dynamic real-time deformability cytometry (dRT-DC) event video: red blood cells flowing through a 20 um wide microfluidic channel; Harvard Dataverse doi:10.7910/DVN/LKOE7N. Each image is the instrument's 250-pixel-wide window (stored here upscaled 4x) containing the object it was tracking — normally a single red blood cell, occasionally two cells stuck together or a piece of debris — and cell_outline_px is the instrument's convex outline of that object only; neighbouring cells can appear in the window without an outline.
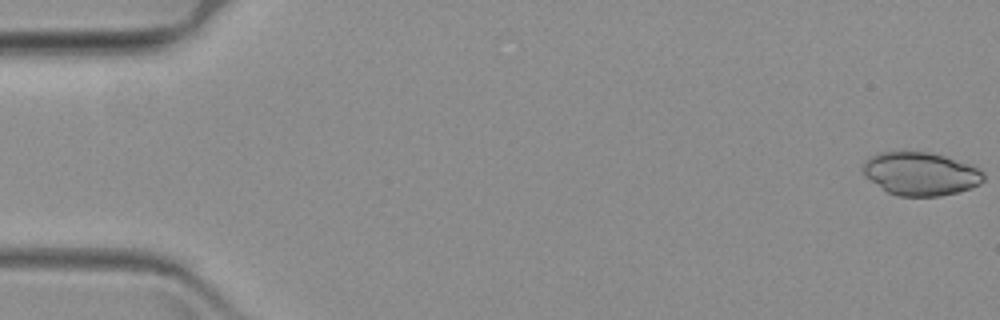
{"species": "common noctule bat (a hibernating species)", "species_latin": "Nyctalus noctula", "temperature_condition": "warm", "stored_images_in_passage": 51, "camera_frame_rate_fps": 3000, "um_per_image_px": 0.085, "animal": {"sex": "female", "body_mass_g": 19.3, "forearm_length_mm": 54.1}, "frame": {"image": 1, "passage_image": 1, "time_ms": 0.0, "image_size_px": [1000, 320], "cell_outline_px": [[984, 180], [980, 184], [956, 192], [940, 196], [896, 196], [888, 192], [864, 176], [864, 160], [868, 156], [880, 152], [928, 152], [944, 156], [972, 164], [984, 172]], "centroid_in_image_um": [78.25, 14.76], "position_along_channel_um": 6.7, "area_um2": 30.35}}